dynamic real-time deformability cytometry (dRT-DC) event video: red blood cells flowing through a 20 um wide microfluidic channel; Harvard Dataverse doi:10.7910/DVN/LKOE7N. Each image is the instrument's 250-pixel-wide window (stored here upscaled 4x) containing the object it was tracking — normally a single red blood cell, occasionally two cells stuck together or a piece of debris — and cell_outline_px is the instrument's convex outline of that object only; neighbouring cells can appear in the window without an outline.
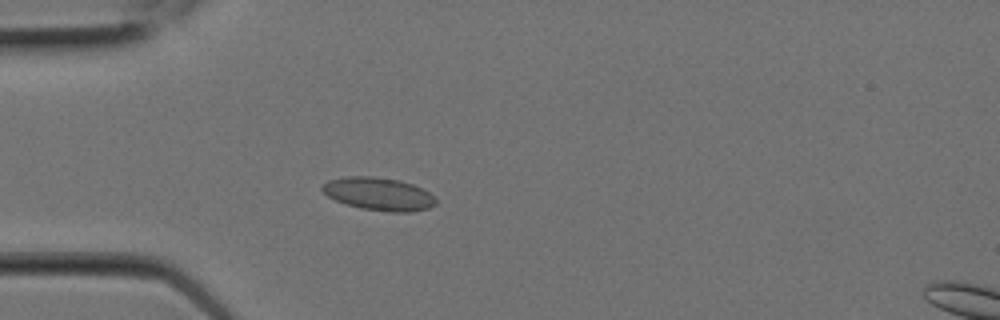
{"species": "Egyptian fruit bat (a non-hibernating species)", "species_latin": "Rousettus aegyptiacus", "temperature_condition": "room temperature", "stored_images_in_passage": 10, "camera_frame_rate_fps": 3000, "um_per_image_px": 0.085, "animal": {"sex": "female"}, "frame": {"image": 1, "passage_image": 6, "time_ms": 1.667, "image_size_px": [1000, 320], "cell_outline_px": [[436, 204], [428, 208], [408, 212], [388, 212], [360, 208], [344, 204], [328, 196], [320, 188], [328, 180], [348, 176], [372, 176], [396, 180], [412, 184], [436, 196]], "centroid_in_image_um": [32.18, 16.49], "position_along_channel_um": 52.8, "area_um2": 21.68}}
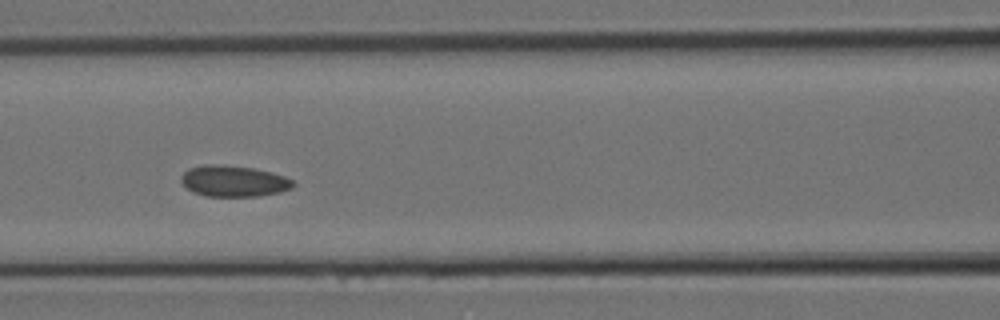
{"frame": {"image": 2, "passage_image": 9, "time_ms": 2.667, "image_size_px": [1000, 320], "cell_outline_px": [[296, 184], [292, 188], [280, 192], [256, 196], [204, 196], [192, 192], [180, 180], [180, 176], [188, 168], [204, 164], [220, 164], [252, 168], [272, 172], [284, 176], [292, 180]], "centroid_in_image_um": [19.84, 15.39], "position_along_channel_um": 146.8, "area_um2": 20.4}}
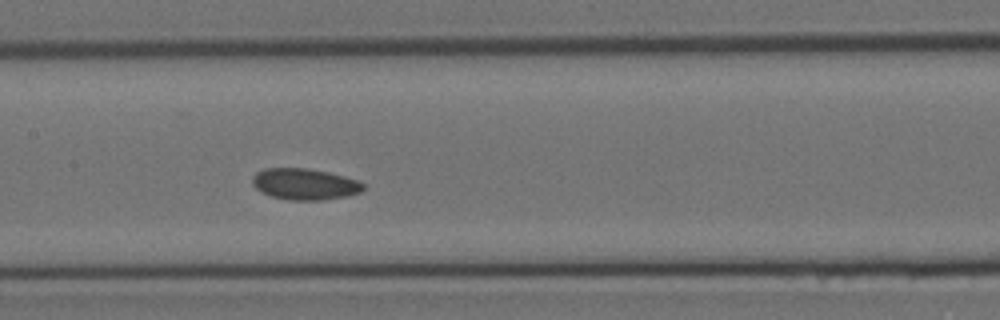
{"frame": {"image": 3, "passage_image": 10, "time_ms": 3.0, "image_size_px": [1000, 320], "cell_outline_px": [[364, 188], [360, 192], [348, 196], [320, 200], [288, 200], [272, 196], [256, 188], [252, 184], [252, 176], [256, 172], [264, 168], [308, 168], [328, 172], [360, 180], [364, 184]], "centroid_in_image_um": [25.91, 15.64], "position_along_channel_um": 181.5, "area_um2": 20.29}}